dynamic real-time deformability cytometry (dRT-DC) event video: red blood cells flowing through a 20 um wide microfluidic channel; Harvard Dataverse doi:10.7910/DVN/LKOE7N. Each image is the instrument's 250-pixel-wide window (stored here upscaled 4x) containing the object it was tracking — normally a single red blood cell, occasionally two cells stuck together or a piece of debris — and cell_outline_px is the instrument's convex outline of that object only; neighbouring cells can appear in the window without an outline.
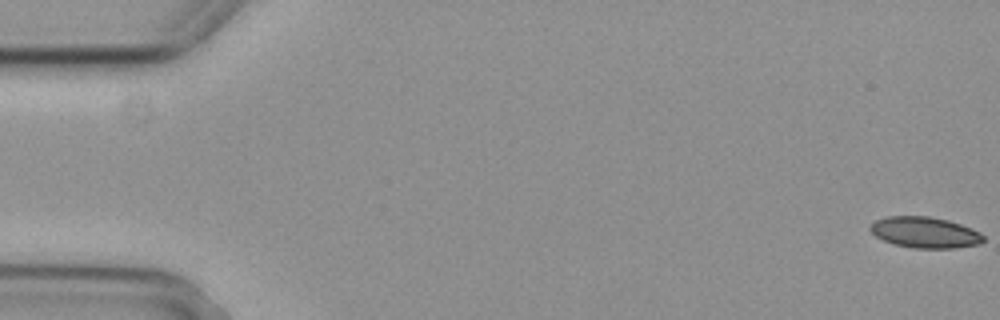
{"species": "common noctule bat (a hibernating species)", "species_latin": "Nyctalus noctula", "temperature_condition": "cold", "stored_images_in_passage": 6, "camera_frame_rate_fps": 3000, "um_per_image_px": 0.085, "animal": {"sex": "female", "body_mass_g": 29.2, "forearm_length_mm": 56.3}, "frame": {"image": 1, "passage_image": 1, "time_ms": 0.0, "image_size_px": [1000, 320], "cell_outline_px": [[984, 240], [980, 244], [956, 248], [912, 248], [896, 244], [884, 240], [876, 236], [868, 228], [876, 220], [888, 216], [928, 216], [948, 220], [972, 228], [980, 232], [984, 236]], "centroid_in_image_um": [78.65, 19.75], "position_along_channel_um": 6.4, "area_um2": 20.4}}
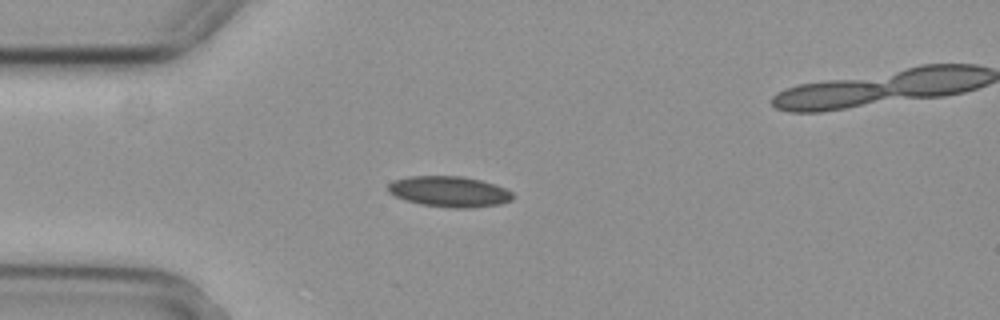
{"frame": {"image": 2, "passage_image": 5, "time_ms": 1.333, "image_size_px": [1000, 320], "cell_outline_px": [[512, 200], [500, 204], [472, 208], [452, 208], [420, 204], [404, 200], [388, 192], [388, 184], [392, 180], [408, 176], [460, 176], [480, 180], [496, 184], [512, 192]], "centroid_in_image_um": [38.17, 16.28], "position_along_channel_um": 46.8, "area_um2": 22.43}}